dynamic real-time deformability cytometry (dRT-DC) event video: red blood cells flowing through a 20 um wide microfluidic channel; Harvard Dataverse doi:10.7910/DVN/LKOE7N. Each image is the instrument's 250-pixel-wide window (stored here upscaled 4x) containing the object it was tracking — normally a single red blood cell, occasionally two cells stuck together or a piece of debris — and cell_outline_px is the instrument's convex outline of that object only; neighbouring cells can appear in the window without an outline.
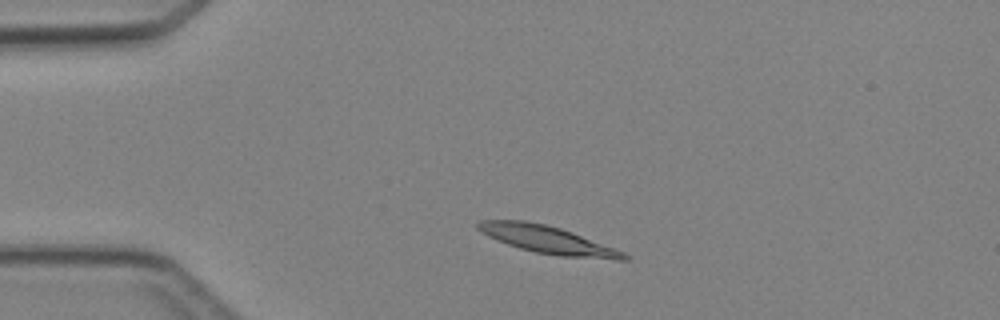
{"species": "Egyptian fruit bat (a non-hibernating species)", "species_latin": "Rousettus aegyptiacus", "temperature_condition": "cold", "stored_images_in_passage": 4, "camera_frame_rate_fps": 3000, "um_per_image_px": 0.085, "animal": {"sex": "female"}, "frame": {"image": 1, "passage_image": 2, "time_ms": 1.333, "image_size_px": [1000, 320], "cell_outline_px": [[632, 260], [616, 260], [560, 256], [536, 252], [520, 248], [508, 244], [488, 236], [476, 228], [476, 224], [480, 220], [524, 220], [544, 224], [560, 228], [572, 232], [616, 248], [632, 256]], "centroid_in_image_um": [46.63, 20.39], "position_along_channel_um": 38.4, "area_um2": 23.58}}
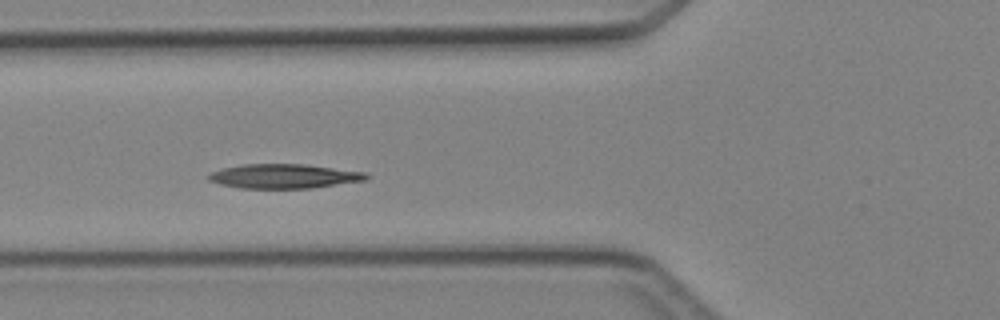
{"frame": {"image": 2, "passage_image": 4, "time_ms": 3.667, "image_size_px": [1000, 320], "cell_outline_px": [[372, 176], [368, 180], [312, 188], [240, 188], [220, 184], [208, 180], [204, 176], [220, 168], [240, 164], [304, 164], [368, 172]], "centroid_in_image_um": [24.16, 14.97], "position_along_channel_um": 101.6, "area_um2": 22.77}}